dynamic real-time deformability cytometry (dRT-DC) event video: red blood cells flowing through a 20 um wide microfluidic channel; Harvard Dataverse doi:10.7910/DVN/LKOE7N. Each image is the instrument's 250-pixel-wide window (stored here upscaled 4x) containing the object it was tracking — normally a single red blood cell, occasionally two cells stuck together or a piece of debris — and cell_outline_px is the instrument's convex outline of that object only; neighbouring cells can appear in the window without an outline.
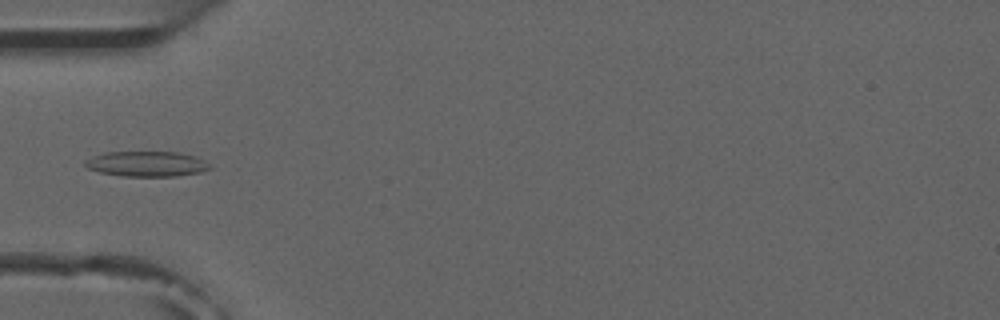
{"species": "common noctule bat (a hibernating species)", "species_latin": "Nyctalus noctula", "temperature_condition": "room temperature", "stored_images_in_passage": 5, "camera_frame_rate_fps": 3000, "um_per_image_px": 0.085, "animal": {"sex": "male", "forearm_length_mm": 52.5}, "frame": {"image": 1, "passage_image": 5, "time_ms": 4.667, "image_size_px": [1000, 320], "cell_outline_px": [[212, 168], [200, 172], [176, 176], [120, 176], [100, 172], [88, 168], [84, 164], [84, 160], [92, 156], [104, 152], [180, 152], [196, 156], [204, 160]], "centroid_in_image_um": [12.45, 13.92], "position_along_channel_um": 72.5, "area_um2": 18.44}}